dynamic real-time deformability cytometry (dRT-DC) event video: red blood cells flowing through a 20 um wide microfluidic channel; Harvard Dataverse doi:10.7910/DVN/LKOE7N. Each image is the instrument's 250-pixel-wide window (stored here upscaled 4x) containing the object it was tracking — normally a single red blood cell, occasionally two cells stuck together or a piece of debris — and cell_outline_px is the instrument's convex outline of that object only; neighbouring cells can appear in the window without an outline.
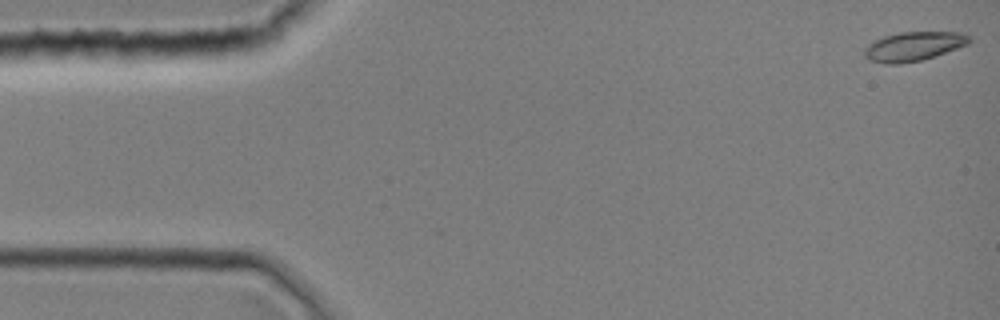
{"species": "common noctule bat (a hibernating species)", "species_latin": "Nyctalus noctula", "temperature_condition": "room temperature", "stored_images_in_passage": 2, "camera_frame_rate_fps": 3000, "um_per_image_px": 0.085, "animal": {"sex": "female", "body_mass_g": 19.0, "forearm_length_mm": 51.5}, "frame": {"image": 1, "passage_image": 1, "time_ms": 0.0, "image_size_px": [1000, 320], "cell_outline_px": [[972, 40], [968, 44], [920, 60], [900, 64], [888, 64], [868, 60], [864, 56], [864, 48], [872, 40], [884, 36], [900, 32], [960, 32], [972, 36]], "centroid_in_image_um": [77.62, 3.93], "position_along_channel_um": 7.4, "area_um2": 17.8}}